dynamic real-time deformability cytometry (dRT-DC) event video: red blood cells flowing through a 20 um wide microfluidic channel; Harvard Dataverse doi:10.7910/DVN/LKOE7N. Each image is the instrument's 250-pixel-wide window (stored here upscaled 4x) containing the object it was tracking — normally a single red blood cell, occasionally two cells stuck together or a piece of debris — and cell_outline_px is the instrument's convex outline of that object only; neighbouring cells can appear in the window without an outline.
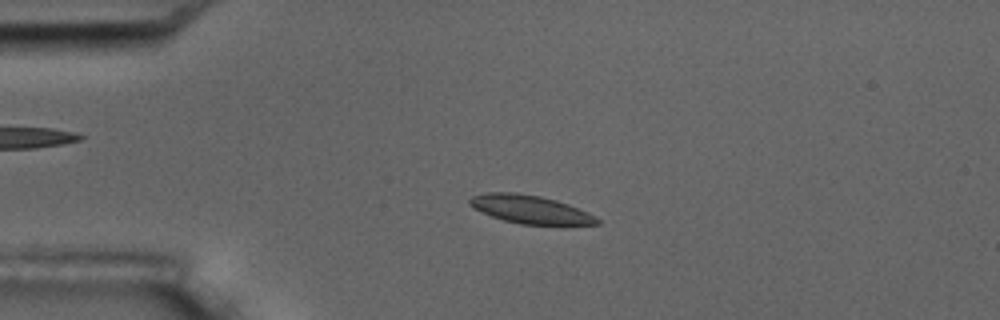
{"species": "common noctule bat (a hibernating species)", "species_latin": "Nyctalus noctula", "temperature_condition": "room temperature", "stored_images_in_passage": 6, "camera_frame_rate_fps": 3000, "um_per_image_px": 0.085, "animal": {"sex": "male", "body_mass_g": 17.5, "forearm_length_mm": 52.3}, "frame": {"image": 1, "passage_image": 3, "time_ms": 2.333, "image_size_px": [1000, 320], "cell_outline_px": [[600, 224], [520, 224], [504, 220], [492, 216], [472, 208], [468, 204], [468, 200], [472, 196], [488, 192], [516, 192], [540, 196], [556, 200], [568, 204], [588, 212], [596, 216], [600, 220]], "centroid_in_image_um": [45.04, 17.78], "position_along_channel_um": 40.0, "area_um2": 20.87}}